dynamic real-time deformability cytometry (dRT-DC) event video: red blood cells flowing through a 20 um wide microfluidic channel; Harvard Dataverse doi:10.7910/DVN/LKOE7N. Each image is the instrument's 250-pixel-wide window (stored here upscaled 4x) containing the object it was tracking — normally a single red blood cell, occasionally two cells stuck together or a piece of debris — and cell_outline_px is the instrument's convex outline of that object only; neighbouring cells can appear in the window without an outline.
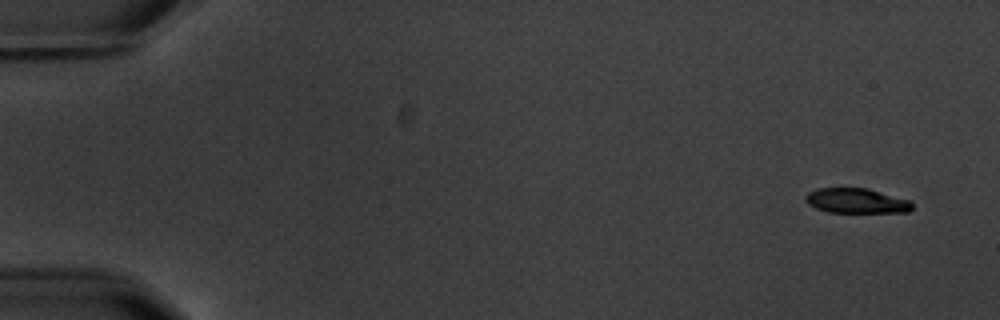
{"species": "common noctule bat (a hibernating species)", "species_latin": "Nyctalus noctula", "temperature_condition": "warm", "stored_images_in_passage": 7, "camera_frame_rate_fps": 3000, "um_per_image_px": 0.085, "animal": {"sex": "male", "body_mass_g": 20.1, "forearm_length_mm": 53.5}, "frame": {"image": 1, "passage_image": 1, "time_ms": 0.0, "image_size_px": [1000, 320], "cell_outline_px": [[912, 208], [908, 212], [828, 212], [816, 208], [808, 204], [804, 200], [804, 196], [808, 192], [816, 188], [868, 188], [908, 200], [912, 204]], "centroid_in_image_um": [72.73, 17.06], "position_along_channel_um": 12.3, "area_um2": 15.43}}
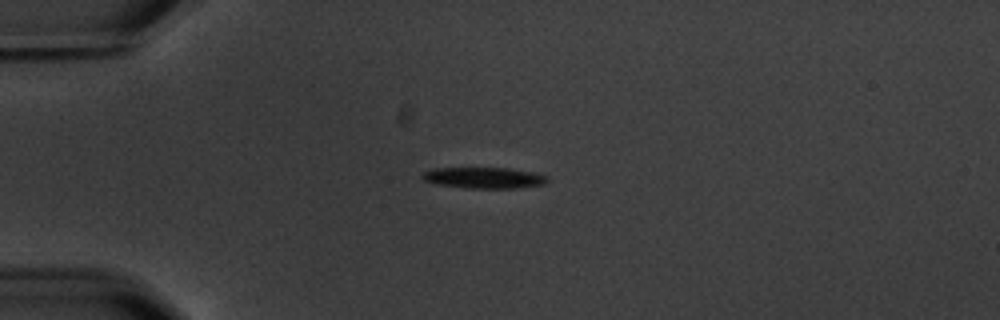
{"frame": {"image": 2, "passage_image": 5, "time_ms": 7.667, "image_size_px": [1000, 320], "cell_outline_px": [[548, 184], [520, 188], [464, 188], [436, 184], [424, 180], [420, 176], [424, 172], [432, 168], [508, 168], [532, 172], [548, 176]], "centroid_in_image_um": [41.16, 15.12], "position_along_channel_um": 43.8, "area_um2": 15.55}}